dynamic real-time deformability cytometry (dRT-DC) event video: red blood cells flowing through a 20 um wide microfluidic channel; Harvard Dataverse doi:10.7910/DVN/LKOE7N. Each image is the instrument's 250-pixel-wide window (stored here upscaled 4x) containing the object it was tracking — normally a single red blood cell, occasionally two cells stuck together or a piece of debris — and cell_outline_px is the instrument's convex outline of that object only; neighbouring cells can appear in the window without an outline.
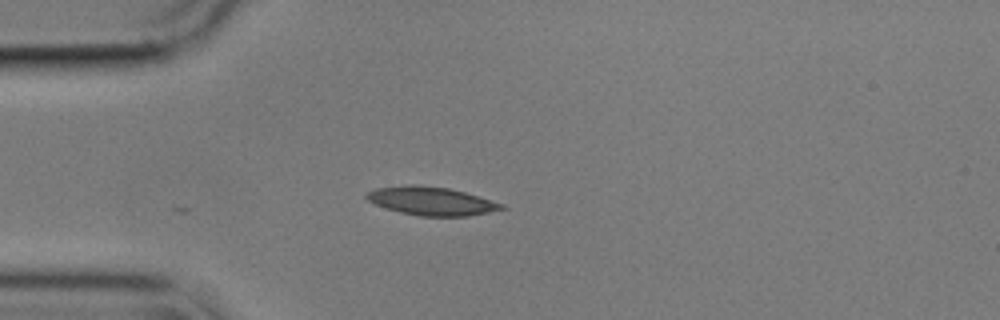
{"species": "common noctule bat (a hibernating species)", "species_latin": "Nyctalus noctula", "temperature_condition": "cold", "stored_images_in_passage": 11, "camera_frame_rate_fps": 3000, "um_per_image_px": 0.085, "animal": {"sex": "male", "body_mass_g": 17.9}, "frame": {"image": 1, "passage_image": 1, "time_ms": 0.0, "image_size_px": [1000, 320], "cell_outline_px": [[508, 208], [468, 216], [420, 216], [400, 212], [376, 204], [368, 200], [364, 196], [368, 192], [376, 188], [408, 184], [412, 184], [448, 188], [464, 192], [504, 204]], "centroid_in_image_um": [36.67, 17.08], "position_along_channel_um": 48.3, "area_um2": 22.14}}
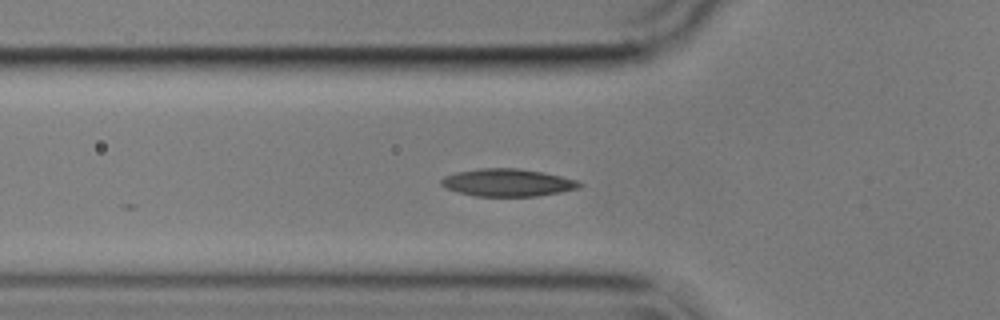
{"frame": {"image": 2, "passage_image": 5, "time_ms": 1.333, "image_size_px": [1000, 320], "cell_outline_px": [[584, 184], [580, 188], [560, 192], [536, 196], [476, 196], [456, 192], [440, 184], [440, 180], [444, 176], [456, 172], [480, 168], [520, 168], [544, 172], [576, 180]], "centroid_in_image_um": [43.14, 15.51], "position_along_channel_um": 82.7, "area_um2": 22.25}}
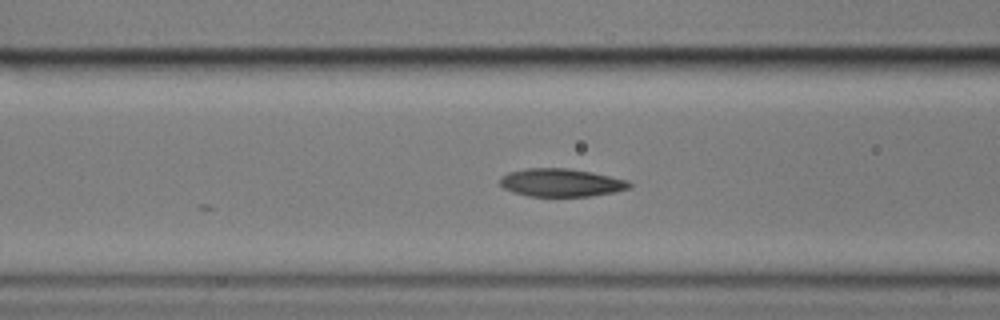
{"frame": {"image": 3, "passage_image": 8, "time_ms": 2.333, "image_size_px": [1000, 320], "cell_outline_px": [[632, 188], [616, 192], [592, 196], [528, 196], [512, 192], [504, 188], [500, 184], [500, 176], [508, 172], [528, 168], [568, 168], [592, 172], [628, 180], [632, 184]], "centroid_in_image_um": [47.72, 15.52], "position_along_channel_um": 118.9, "area_um2": 21.33}}